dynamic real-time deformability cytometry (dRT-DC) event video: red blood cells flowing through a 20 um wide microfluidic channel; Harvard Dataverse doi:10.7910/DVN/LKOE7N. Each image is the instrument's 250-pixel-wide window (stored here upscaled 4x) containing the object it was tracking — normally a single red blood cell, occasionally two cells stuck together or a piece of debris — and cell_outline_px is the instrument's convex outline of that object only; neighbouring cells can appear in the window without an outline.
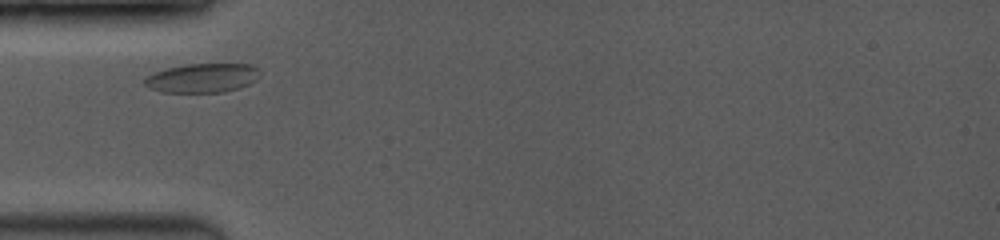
{"species": "common noctule bat (a hibernating species)", "species_latin": "Nyctalus noctula", "temperature_condition": "room temperature", "stored_images_in_passage": 13, "camera_frame_rate_fps": 3500, "um_per_image_px": 0.085, "animal": {"sex": "female", "body_mass_g": 19.0, "forearm_length_mm": 53.3}, "frame": {"image": 1, "passage_image": 1, "time_ms": 0.0, "image_size_px": [1000, 240], "cell_outline_px": [[260, 76], [256, 80], [248, 84], [224, 92], [164, 92], [148, 88], [144, 84], [144, 80], [152, 72], [184, 64], [252, 64], [260, 68]], "centroid_in_image_um": [17.22, 6.62], "position_along_channel_um": 67.8, "area_um2": 19.65}}
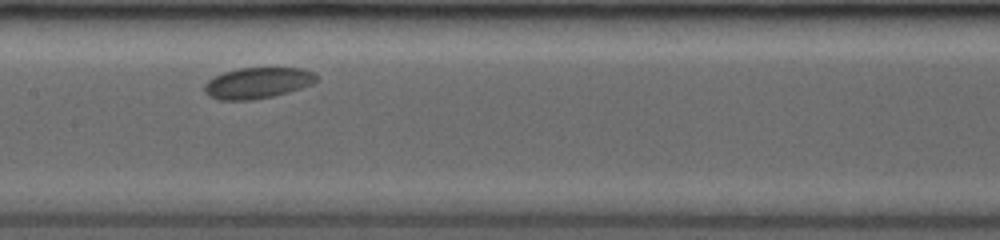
{"frame": {"image": 2, "passage_image": 4, "time_ms": 3.143, "image_size_px": [1000, 240], "cell_outline_px": [[316, 80], [312, 84], [288, 92], [272, 96], [252, 100], [220, 100], [208, 96], [204, 92], [204, 84], [208, 80], [224, 72], [240, 68], [304, 68], [312, 72], [316, 76]], "centroid_in_image_um": [21.86, 7.05], "position_along_channel_um": 185.5, "area_um2": 20.11}}
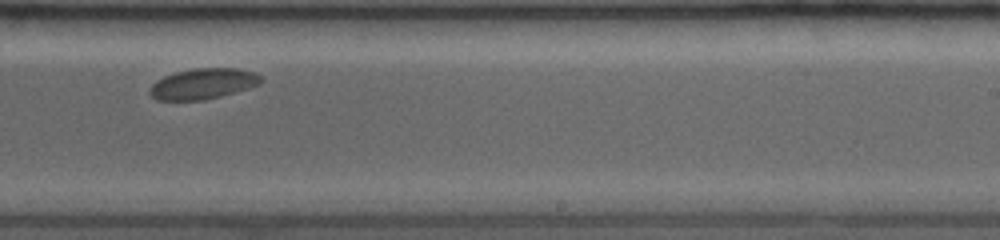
{"frame": {"image": 3, "passage_image": 6, "time_ms": 5.429, "image_size_px": [1000, 240], "cell_outline_px": [[264, 80], [260, 84], [248, 88], [220, 96], [204, 100], [156, 100], [148, 92], [152, 84], [156, 80], [164, 76], [176, 72], [196, 68], [236, 68], [252, 72], [260, 76]], "centroid_in_image_um": [17.24, 7.12], "position_along_channel_um": 271.8, "area_um2": 19.77}}